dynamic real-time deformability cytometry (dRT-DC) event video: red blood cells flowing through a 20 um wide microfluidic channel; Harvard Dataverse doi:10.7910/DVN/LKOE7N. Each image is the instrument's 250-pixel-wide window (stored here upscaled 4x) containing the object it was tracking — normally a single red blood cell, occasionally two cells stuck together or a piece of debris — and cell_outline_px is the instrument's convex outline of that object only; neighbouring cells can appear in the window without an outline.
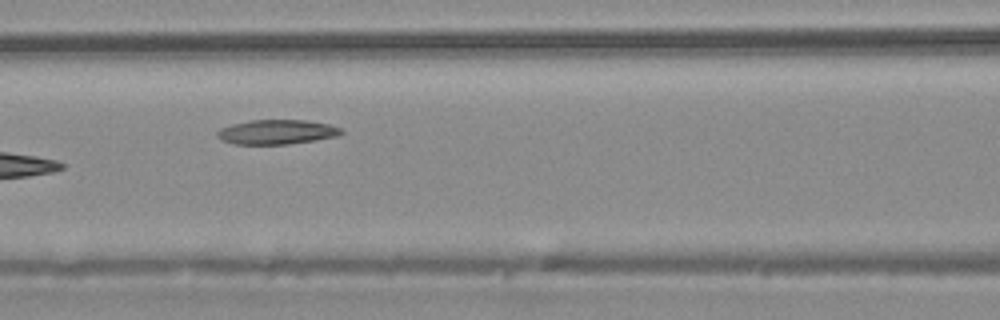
{"species": "common noctule bat (a hibernating species)", "species_latin": "Nyctalus noctula", "temperature_condition": "warm", "stored_images_in_passage": 8, "camera_frame_rate_fps": 3000, "um_per_image_px": 0.085, "animal": {"sex": "male", "body_mass_g": 20.4}, "frame": {"image": 1, "passage_image": 7, "time_ms": 2.0, "image_size_px": [1000, 320], "cell_outline_px": [[344, 132], [340, 136], [316, 140], [288, 144], [236, 144], [224, 140], [216, 136], [216, 132], [220, 128], [232, 124], [252, 120], [308, 120], [328, 124], [340, 128]], "centroid_in_image_um": [23.56, 11.21], "position_along_channel_um": 143.0, "area_um2": 17.74}}
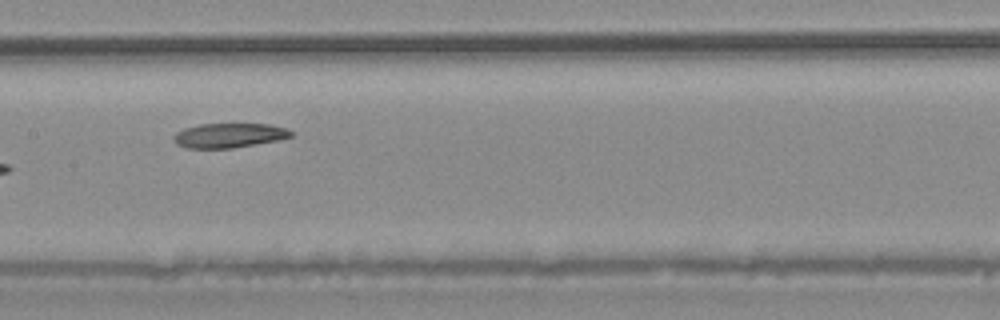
{"frame": {"image": 2, "passage_image": 8, "time_ms": 2.333, "image_size_px": [1000, 320], "cell_outline_px": [[292, 136], [280, 140], [232, 148], [184, 148], [176, 144], [172, 140], [172, 136], [176, 132], [184, 128], [200, 124], [268, 124], [288, 128], [292, 132]], "centroid_in_image_um": [19.44, 11.51], "position_along_channel_um": 188.0, "area_um2": 16.94}}